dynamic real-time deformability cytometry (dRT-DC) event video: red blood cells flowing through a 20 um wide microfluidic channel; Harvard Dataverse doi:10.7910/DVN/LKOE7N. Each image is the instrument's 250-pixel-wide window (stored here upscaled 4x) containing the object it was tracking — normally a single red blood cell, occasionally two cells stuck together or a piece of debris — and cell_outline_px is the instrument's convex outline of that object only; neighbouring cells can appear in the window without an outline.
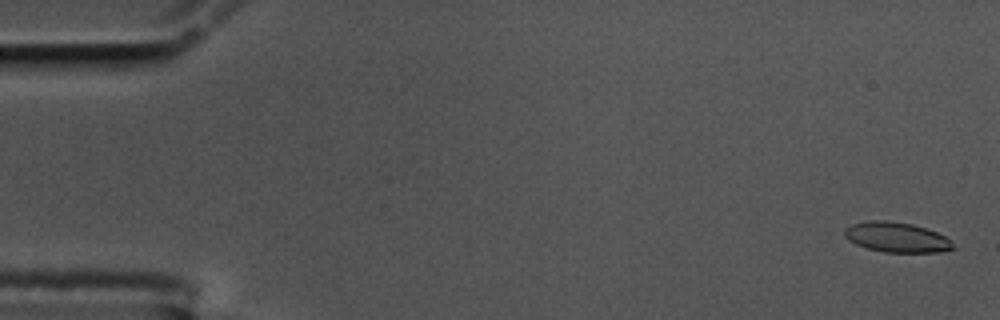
{"species": "common noctule bat (a hibernating species)", "species_latin": "Nyctalus noctula", "temperature_condition": "cold", "stored_images_in_passage": 58, "camera_frame_rate_fps": 3000, "um_per_image_px": 0.085, "animal": {"sex": "male", "body_mass_g": 17.5, "forearm_length_mm": 52.3}, "frame": {"image": 1, "passage_image": 2, "time_ms": 0.333, "image_size_px": [1000, 320], "cell_outline_px": [[956, 248], [940, 252], [884, 252], [868, 248], [856, 244], [848, 240], [844, 236], [844, 228], [852, 224], [872, 220], [888, 220], [912, 224], [936, 232], [944, 236]], "centroid_in_image_um": [76.18, 20.16], "position_along_channel_um": 8.8, "area_um2": 18.84}}
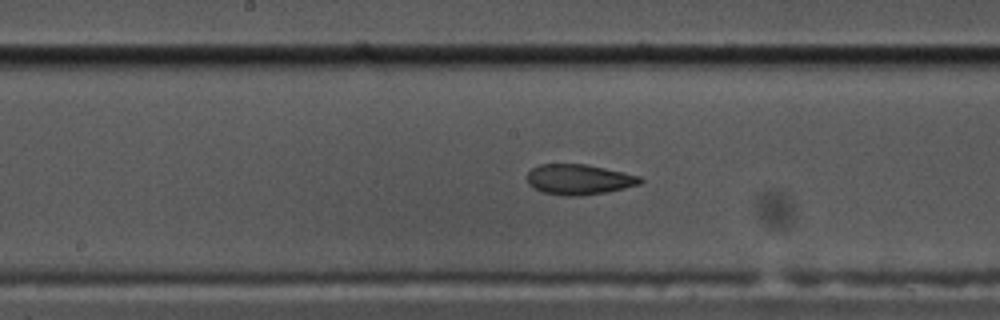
{"frame": {"image": 2, "passage_image": 30, "time_ms": 9.667, "image_size_px": [1000, 320], "cell_outline_px": [[644, 180], [640, 184], [608, 192], [580, 196], [564, 196], [544, 192], [532, 188], [528, 184], [528, 172], [532, 168], [540, 164], [584, 164], [624, 172], [640, 176]], "centroid_in_image_um": [49.21, 15.26], "position_along_channel_um": 199.0, "area_um2": 20.06}}
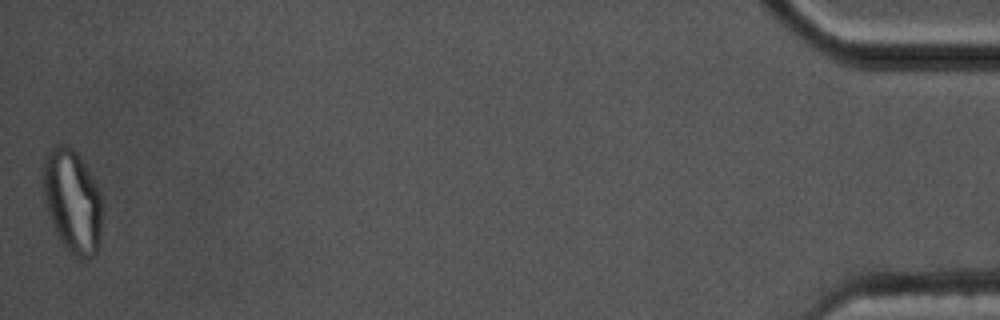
{"frame": {"image": 3, "passage_image": 58, "time_ms": 19.0, "image_size_px": [1000, 320], "cell_outline_px": [[100, 236], [96, 256], [88, 260], [80, 260], [68, 252], [60, 240], [48, 216], [44, 200], [44, 156], [56, 144], [64, 144], [72, 148], [76, 152], [88, 172], [100, 196]], "centroid_in_image_um": [6.12, 17.17], "position_along_channel_um": 429.1, "area_um2": 35.14}, "authors_computed_cell_mechanics": {"area_um2": 20.3167, "velocity_mm_per_s": 3.4808, "shape_relaxation_time_tau1_ms": 8.8581, "shape_relaxation_time_tau2_ms": 2.3001, "deformation_change_tau1": 0.2716, "deformation_change_tau2": 0.085}}